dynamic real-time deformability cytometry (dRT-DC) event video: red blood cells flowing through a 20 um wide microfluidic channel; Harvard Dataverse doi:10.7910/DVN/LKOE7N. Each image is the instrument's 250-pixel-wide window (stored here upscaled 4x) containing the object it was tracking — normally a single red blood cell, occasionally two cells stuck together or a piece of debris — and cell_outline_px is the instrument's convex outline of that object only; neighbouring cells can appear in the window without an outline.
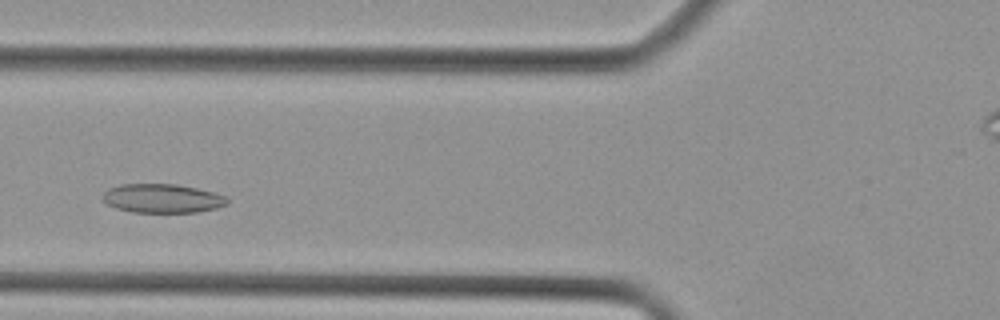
{"species": "Egyptian fruit bat (a non-hibernating species)", "species_latin": "Rousettus aegyptiacus", "temperature_condition": "cold", "stored_images_in_passage": 29, "camera_frame_rate_fps": 3000, "um_per_image_px": 0.085, "animal": {"sex": "female"}, "frame": {"image": 1, "passage_image": 8, "time_ms": 2.333, "image_size_px": [1000, 320], "cell_outline_px": [[228, 204], [216, 208], [196, 212], [132, 212], [116, 208], [108, 204], [104, 200], [104, 192], [108, 188], [120, 184], [176, 184], [216, 192], [228, 196]], "centroid_in_image_um": [13.84, 16.86], "position_along_channel_um": 112.0, "area_um2": 21.04}}
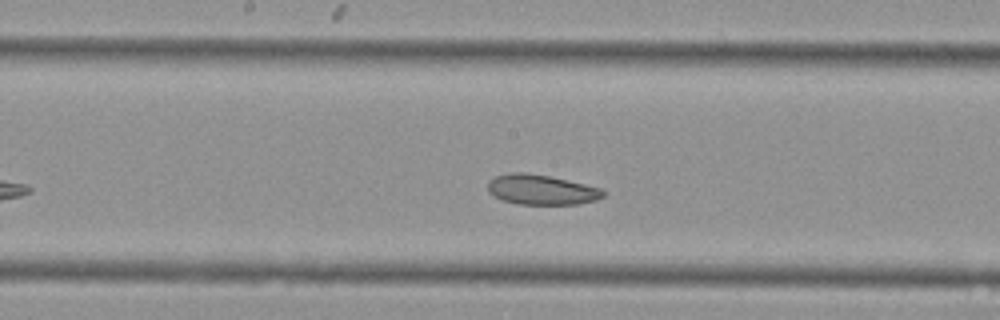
{"frame": {"image": 2, "passage_image": 14, "time_ms": 4.333, "image_size_px": [1000, 320], "cell_outline_px": [[604, 196], [596, 200], [576, 204], [520, 204], [504, 200], [492, 196], [488, 192], [488, 180], [496, 176], [512, 172], [524, 172], [548, 176], [584, 184], [600, 188], [604, 192]], "centroid_in_image_um": [45.98, 16.12], "position_along_channel_um": 202.2, "area_um2": 20.0}}
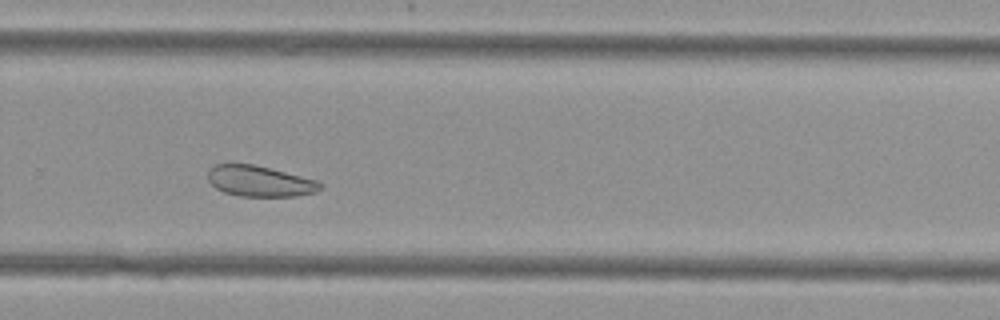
{"frame": {"image": 3, "passage_image": 21, "time_ms": 6.667, "image_size_px": [1000, 320], "cell_outline_px": [[324, 188], [316, 192], [296, 196], [236, 196], [224, 192], [216, 188], [208, 180], [208, 168], [216, 164], [252, 164], [316, 180], [324, 184]], "centroid_in_image_um": [22.07, 15.41], "position_along_channel_um": 307.7, "area_um2": 20.11}}